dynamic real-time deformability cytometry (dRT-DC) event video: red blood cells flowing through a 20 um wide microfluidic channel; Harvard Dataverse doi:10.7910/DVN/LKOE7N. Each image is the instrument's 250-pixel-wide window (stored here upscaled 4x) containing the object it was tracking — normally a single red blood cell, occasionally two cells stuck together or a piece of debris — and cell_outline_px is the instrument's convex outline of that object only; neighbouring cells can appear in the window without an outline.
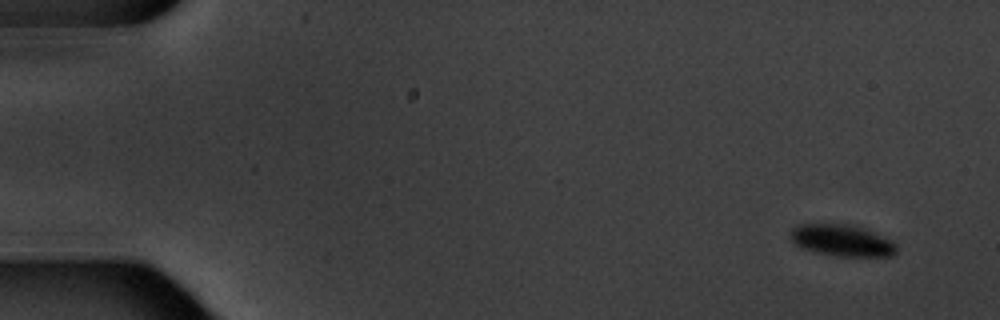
{"species": "common noctule bat (a hibernating species)", "species_latin": "Nyctalus noctula", "temperature_condition": "warm", "stored_images_in_passage": 6, "camera_frame_rate_fps": 3000, "um_per_image_px": 0.085, "animal": {"sex": "male", "body_mass_g": 20.1, "forearm_length_mm": 53.5}, "frame": {"image": 1, "passage_image": 1, "time_ms": 0.0, "image_size_px": [1000, 320], "cell_outline_px": [[896, 252], [892, 256], [836, 256], [804, 248], [796, 244], [788, 236], [792, 228], [796, 224], [852, 224], [864, 228], [892, 240], [896, 244]], "centroid_in_image_um": [71.57, 20.42], "position_along_channel_um": 13.4, "area_um2": 19.48}}
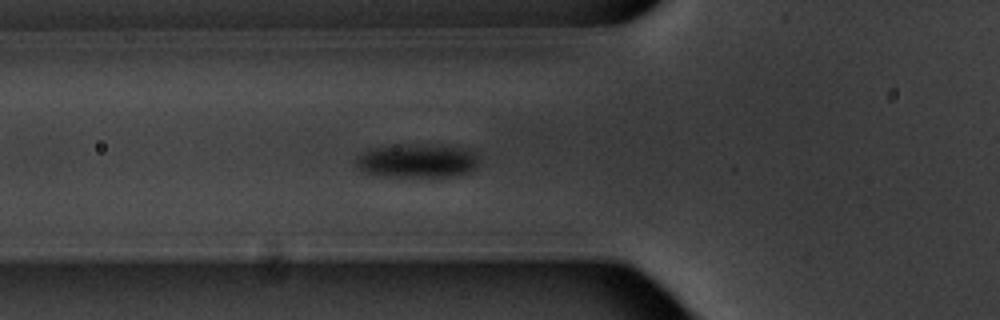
{"frame": {"image": 2, "passage_image": 6, "time_ms": 6.0, "image_size_px": [1000, 320], "cell_outline_px": [[480, 160], [476, 168], [472, 172], [456, 176], [380, 176], [360, 172], [356, 164], [356, 156], [368, 148], [400, 144], [440, 144], [460, 148], [472, 152]], "centroid_in_image_um": [35.42, 13.66], "position_along_channel_um": 90.4, "area_um2": 24.74}}